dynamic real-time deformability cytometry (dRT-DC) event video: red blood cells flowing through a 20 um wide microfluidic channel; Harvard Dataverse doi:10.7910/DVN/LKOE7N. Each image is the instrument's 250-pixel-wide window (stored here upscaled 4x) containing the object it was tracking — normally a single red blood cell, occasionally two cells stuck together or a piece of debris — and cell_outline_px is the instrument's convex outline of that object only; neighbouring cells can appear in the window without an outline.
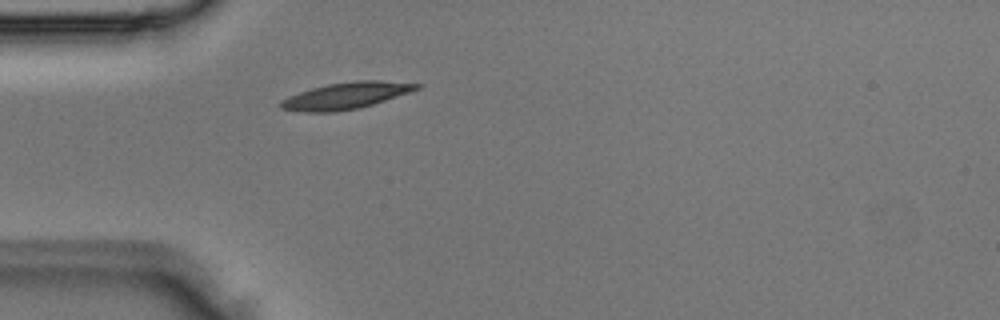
{"species": "Egyptian fruit bat (a non-hibernating species)", "species_latin": "Rousettus aegyptiacus", "temperature_condition": "room temperature", "stored_images_in_passage": 1, "camera_frame_rate_fps": 3000, "um_per_image_px": 0.085, "animal": {"sex": "male"}, "frame": {"image": 1, "passage_image": 1, "time_ms": 0.0, "image_size_px": [1000, 320], "cell_outline_px": [[424, 84], [420, 88], [360, 108], [332, 112], [304, 112], [280, 108], [280, 100], [288, 96], [312, 88], [328, 84], [356, 80], [380, 80]], "centroid_in_image_um": [29.39, 8.12], "position_along_channel_um": 55.6, "area_um2": 20.87}}